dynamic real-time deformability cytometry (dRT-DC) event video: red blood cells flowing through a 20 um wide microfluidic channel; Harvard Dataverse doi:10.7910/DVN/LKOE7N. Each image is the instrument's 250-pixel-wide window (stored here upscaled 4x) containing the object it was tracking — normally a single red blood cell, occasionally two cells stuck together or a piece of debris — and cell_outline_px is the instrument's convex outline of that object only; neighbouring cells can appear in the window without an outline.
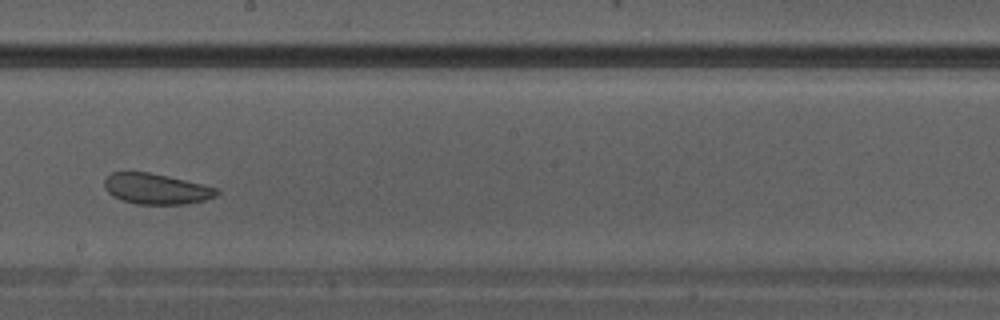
{"species": "Egyptian fruit bat (a non-hibernating species)", "species_latin": "Rousettus aegyptiacus", "temperature_condition": "warm", "stored_images_in_passage": 13, "camera_frame_rate_fps": 3000, "um_per_image_px": 0.085, "animal": {"sex": "male"}, "frame": {"image": 1, "passage_image": 10, "time_ms": 3.0, "image_size_px": [1000, 320], "cell_outline_px": [[220, 192], [216, 196], [204, 200], [184, 204], [136, 204], [120, 200], [112, 196], [104, 188], [104, 180], [112, 172], [148, 172], [168, 176], [216, 188]], "centroid_in_image_um": [13.23, 16.06], "position_along_channel_um": 235.0, "area_um2": 19.94}}